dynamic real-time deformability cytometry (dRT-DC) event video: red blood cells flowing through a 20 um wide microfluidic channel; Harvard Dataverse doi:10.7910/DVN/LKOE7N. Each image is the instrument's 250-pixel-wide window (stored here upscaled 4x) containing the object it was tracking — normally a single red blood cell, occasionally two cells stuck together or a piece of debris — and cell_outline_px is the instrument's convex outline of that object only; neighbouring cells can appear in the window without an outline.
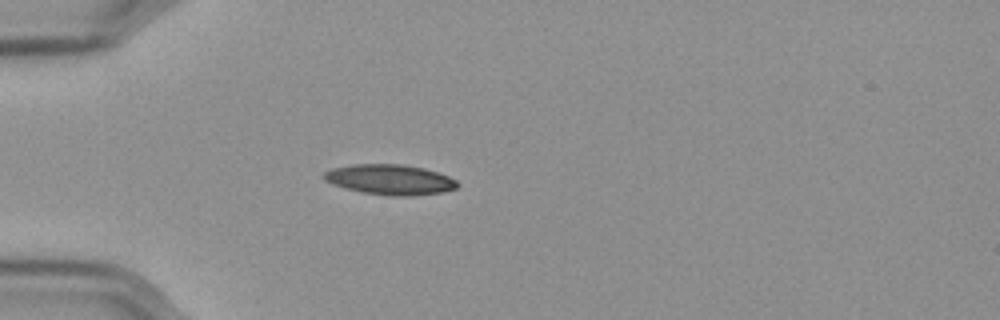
{"species": "Egyptian fruit bat (a non-hibernating species)", "species_latin": "Rousettus aegyptiacus", "temperature_condition": "cold", "stored_images_in_passage": 41, "camera_frame_rate_fps": 3000, "um_per_image_px": 0.085, "frame": {"image": 1, "passage_image": 1, "time_ms": 0.0, "image_size_px": [1000, 320], "cell_outline_px": [[460, 184], [456, 188], [444, 192], [412, 196], [392, 196], [364, 192], [332, 184], [324, 180], [324, 172], [332, 168], [352, 164], [400, 164], [424, 168], [448, 176], [456, 180]], "centroid_in_image_um": [33.17, 15.26], "position_along_channel_um": 51.8, "area_um2": 23.41}}
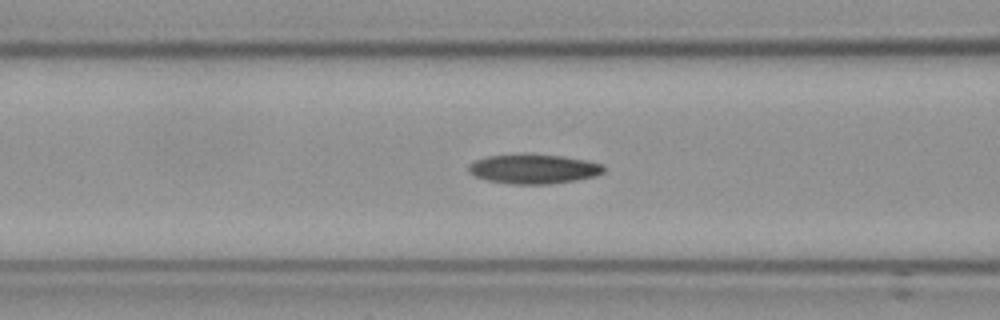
{"frame": {"image": 2, "passage_image": 8, "time_ms": 2.333, "image_size_px": [1000, 320], "cell_outline_px": [[604, 172], [596, 176], [576, 180], [548, 184], [512, 184], [488, 180], [476, 176], [468, 172], [468, 164], [476, 160], [488, 156], [560, 156], [584, 160], [600, 164], [604, 168]], "centroid_in_image_um": [45.35, 14.4], "position_along_channel_um": 121.2, "area_um2": 22.37}}
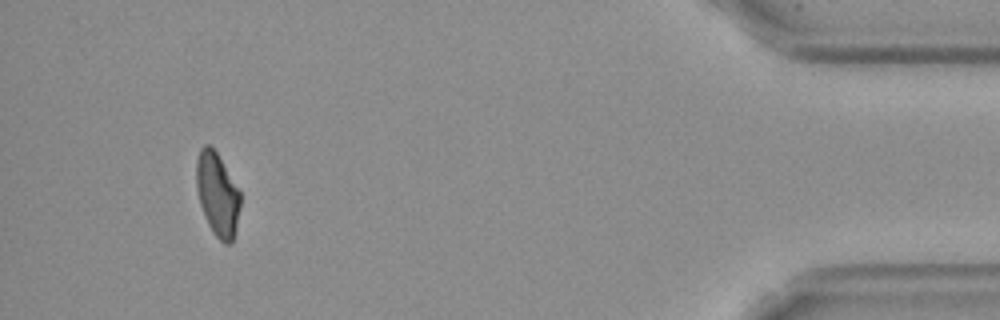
{"frame": {"image": 3, "passage_image": 38, "time_ms": 12.333, "image_size_px": [1000, 320], "cell_outline_px": [[240, 204], [232, 244], [224, 244], [212, 232], [208, 224], [200, 204], [196, 188], [196, 160], [200, 148], [204, 144], [212, 144], [240, 192]], "centroid_in_image_um": [18.45, 16.49], "position_along_channel_um": 416.7, "area_um2": 21.33}, "authors_computed_cell_mechanics": {"area_um2": 22.7732, "velocity_mm_per_s": 3.5733, "shape_relaxation_time_tau1_ms": 6.3935, "shape_relaxation_time_tau2_ms": 10.9643, "deformation_change_tau1": 0.1597, "deformation_change_tau2": 0.1766}}